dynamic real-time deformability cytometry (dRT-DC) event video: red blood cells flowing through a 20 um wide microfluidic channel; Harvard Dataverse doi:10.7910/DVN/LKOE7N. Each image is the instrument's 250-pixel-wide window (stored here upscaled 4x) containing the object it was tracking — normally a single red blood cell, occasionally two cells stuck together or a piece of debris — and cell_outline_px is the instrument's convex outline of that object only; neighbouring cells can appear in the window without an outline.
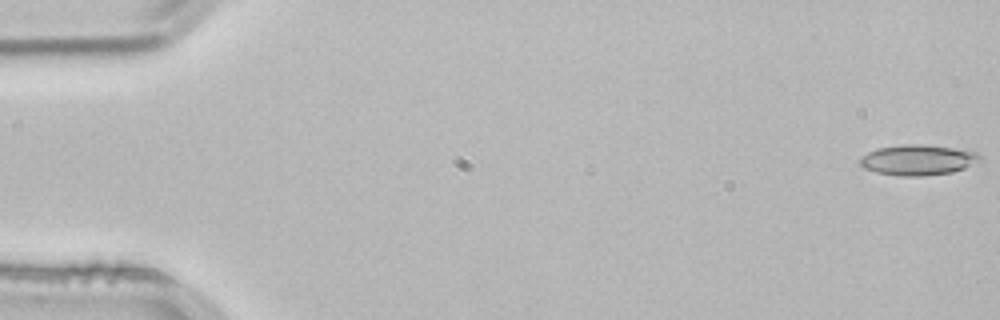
{"species": "common noctule bat (a hibernating species)", "species_latin": "Nyctalus noctula", "temperature_condition": "room temperature", "stored_images_in_passage": 53, "camera_frame_rate_fps": 3000, "um_per_image_px": 0.085, "animal": {"sex": "male", "body_mass_g": 21.5, "forearm_length_mm": 52.0}, "frame": {"image": 1, "passage_image": 1, "time_ms": 0.0, "image_size_px": [1000, 320], "cell_outline_px": [[980, 160], [964, 168], [952, 172], [920, 176], [900, 176], [876, 172], [864, 168], [860, 164], [860, 156], [876, 148], [904, 144], [920, 144], [952, 148], [976, 152], [980, 156]], "centroid_in_image_um": [77.97, 13.59], "position_along_channel_um": 7.0, "area_um2": 21.1}}
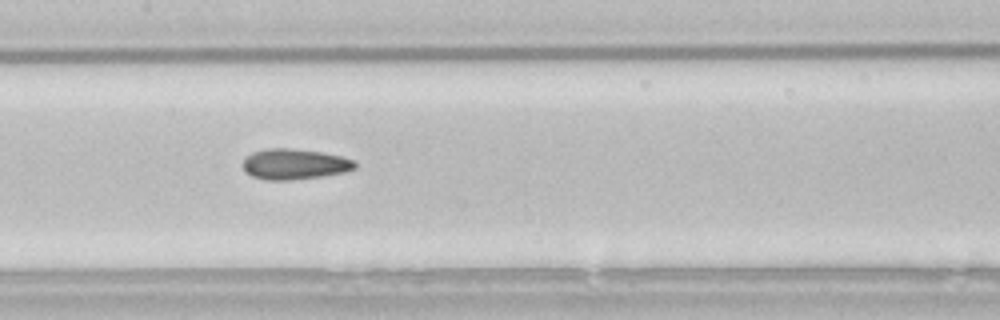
{"frame": {"image": 2, "passage_image": 26, "time_ms": 8.333, "image_size_px": [1000, 320], "cell_outline_px": [[356, 168], [344, 172], [324, 176], [292, 180], [268, 180], [252, 176], [244, 172], [240, 164], [244, 156], [252, 152], [264, 148], [292, 148], [320, 152], [340, 156], [352, 160], [356, 164]], "centroid_in_image_um": [24.94, 13.95], "position_along_channel_um": 182.5, "area_um2": 20.29}}
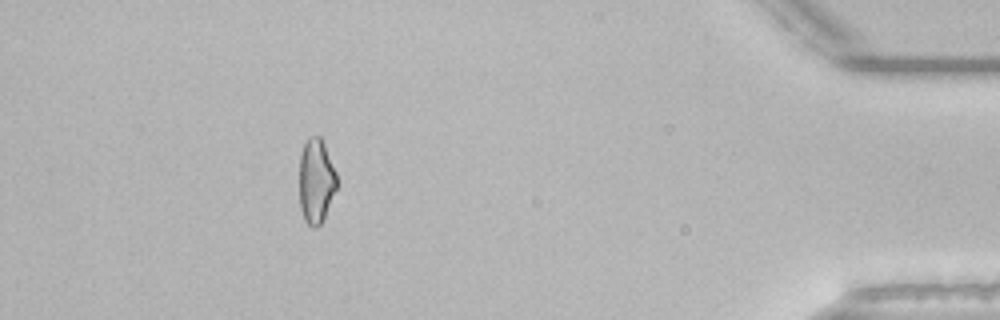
{"frame": {"image": 3, "passage_image": 48, "time_ms": 15.667, "image_size_px": [1000, 320], "cell_outline_px": [[336, 188], [324, 220], [316, 228], [312, 228], [304, 220], [300, 208], [300, 156], [304, 144], [308, 136], [320, 136], [324, 144], [336, 172]], "centroid_in_image_um": [26.86, 15.41], "position_along_channel_um": 408.3, "area_um2": 18.44}, "authors_computed_cell_mechanics": {"area_um2": 19.8254, "velocity_mm_per_s": 3.8505, "shape_relaxation_time_tau1_ms": null, "shape_relaxation_time_tau2_ms": 3.8517, "deformation_change_tau1": null, "deformation_change_tau2": 0.1101}}